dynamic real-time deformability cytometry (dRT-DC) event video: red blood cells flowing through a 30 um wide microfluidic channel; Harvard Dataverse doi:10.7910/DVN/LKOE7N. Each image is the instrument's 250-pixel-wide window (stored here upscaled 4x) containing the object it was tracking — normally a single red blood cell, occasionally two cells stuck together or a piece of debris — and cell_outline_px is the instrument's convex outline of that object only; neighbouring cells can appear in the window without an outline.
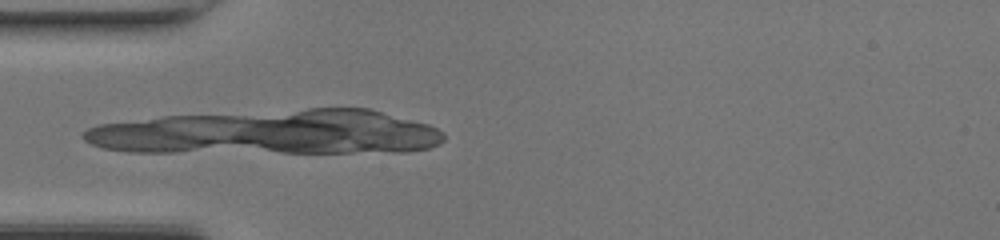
{"species": "common noctule bat (a hibernating species)", "species_latin": "Nyctalus noctula", "temperature_condition": "room temperature", "stored_images_in_passage": 9, "camera_frame_rate_fps": 3000, "um_per_image_px": 0.085, "animal": {"sex": "female", "body_mass_g": 17.0, "forearm_length_mm": 48.0}, "frame": {"image": 1, "passage_image": 1, "time_ms": 0.0, "image_size_px": [1000, 240], "cell_outline_px": [[340, 128], [304, 144], [292, 148], [280, 148], [236, 140], [284, 120], [304, 120], [332, 124]], "centroid_in_image_um": [24.62, 11.36], "position_along_channel_um": 60.4, "area_um2": 12.25}}
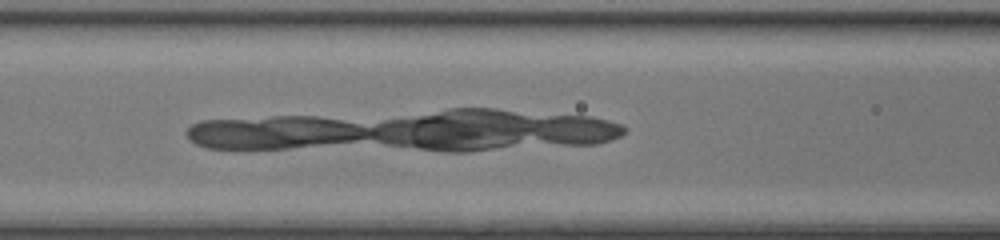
{"frame": {"image": 2, "passage_image": 6, "time_ms": 1.667, "image_size_px": [1000, 240], "cell_outline_px": [[376, 132], [360, 136], [336, 140], [288, 144], [260, 144], [316, 120], [324, 120]], "centroid_in_image_um": [27.09, 11.33], "position_along_channel_um": 139.5, "area_um2": 10.12}}